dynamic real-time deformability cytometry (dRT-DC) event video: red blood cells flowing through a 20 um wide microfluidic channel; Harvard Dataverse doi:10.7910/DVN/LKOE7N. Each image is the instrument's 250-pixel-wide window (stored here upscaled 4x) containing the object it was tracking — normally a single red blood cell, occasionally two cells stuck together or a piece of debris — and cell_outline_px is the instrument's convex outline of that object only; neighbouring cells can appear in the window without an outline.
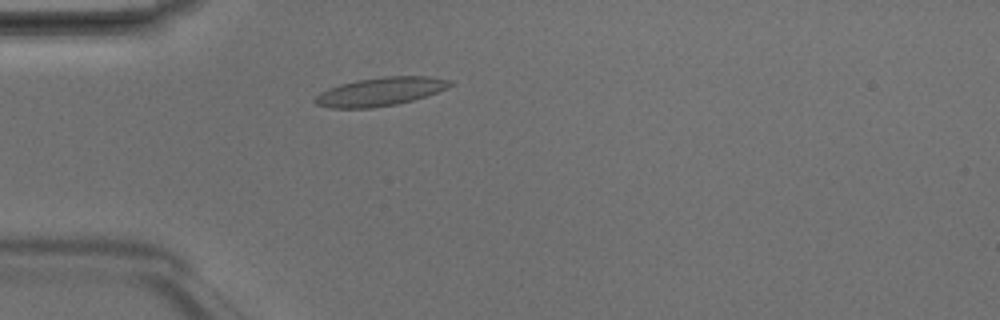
{"species": "Egyptian fruit bat (a non-hibernating species)", "species_latin": "Rousettus aegyptiacus", "temperature_condition": "room temperature", "stored_images_in_passage": 41, "camera_frame_rate_fps": 3000, "um_per_image_px": 0.085, "animal": {"sex": "male"}, "frame": {"image": 1, "passage_image": 6, "time_ms": 1.667, "image_size_px": [1000, 320], "cell_outline_px": [[452, 84], [436, 92], [412, 100], [396, 104], [372, 108], [332, 108], [316, 104], [312, 100], [320, 92], [328, 88], [340, 84], [356, 80], [384, 76], [432, 76], [448, 80]], "centroid_in_image_um": [32.26, 7.78], "position_along_channel_um": 52.7, "area_um2": 22.2}}
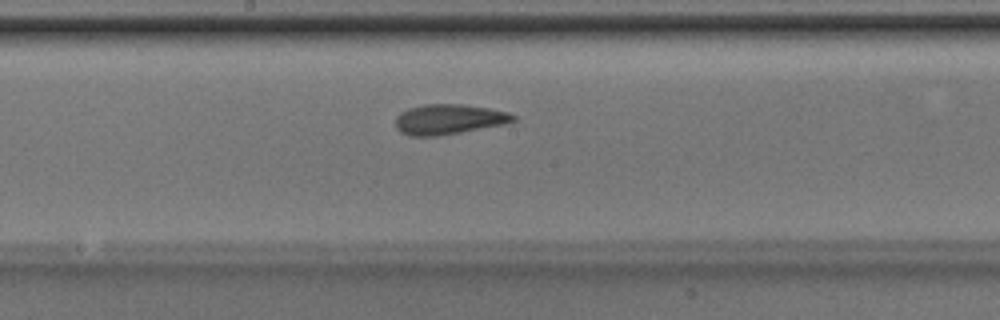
{"frame": {"image": 2, "passage_image": 18, "time_ms": 5.667, "image_size_px": [1000, 320], "cell_outline_px": [[516, 120], [508, 124], [436, 136], [408, 136], [400, 132], [396, 128], [396, 116], [400, 112], [408, 108], [424, 104], [460, 104], [488, 108], [508, 112], [516, 116]], "centroid_in_image_um": [38.14, 10.14], "position_along_channel_um": 210.1, "area_um2": 20.81}}
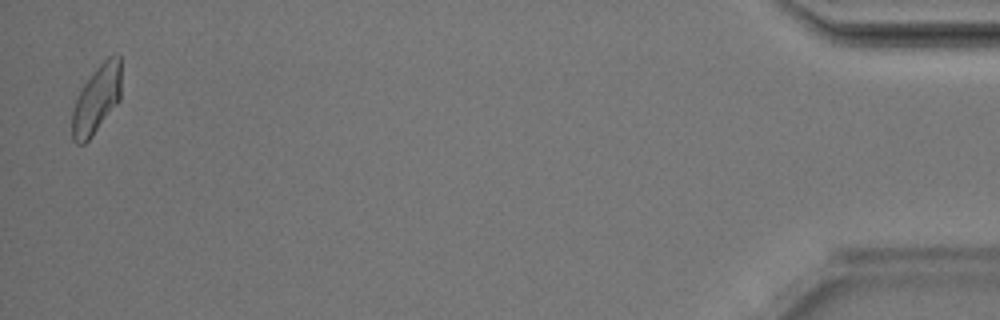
{"frame": {"image": 3, "passage_image": 40, "time_ms": 13.0, "image_size_px": [1000, 320], "cell_outline_px": [[120, 100], [92, 136], [84, 144], [76, 144], [72, 140], [72, 112], [76, 100], [84, 84], [96, 68], [108, 56], [120, 56]], "centroid_in_image_um": [8.2, 8.48], "position_along_channel_um": 427.0, "area_um2": 19.19}, "authors_computed_cell_mechanics": {"area_um2": 20.1144, "velocity_mm_per_s": 4.1697, "shape_relaxation_time_tau1_ms": 3.0626, "shape_relaxation_time_tau2_ms": 1.7165, "deformation_change_tau1": 0.1318, "deformation_change_tau2": 0.0947}}